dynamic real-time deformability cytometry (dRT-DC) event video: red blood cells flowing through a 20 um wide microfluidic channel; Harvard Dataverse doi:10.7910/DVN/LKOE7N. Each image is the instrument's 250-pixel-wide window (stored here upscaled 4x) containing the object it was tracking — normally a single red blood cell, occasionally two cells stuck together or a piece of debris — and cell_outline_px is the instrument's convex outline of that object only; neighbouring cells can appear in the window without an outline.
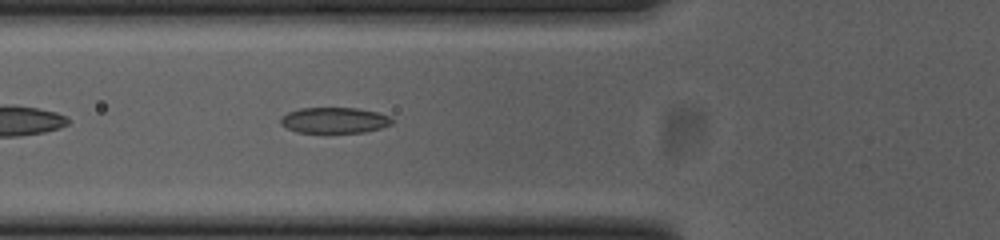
{"species": "common noctule bat (a hibernating species)", "species_latin": "Nyctalus noctula", "temperature_condition": "cold", "stored_images_in_passage": 41, "camera_frame_rate_fps": 3000, "um_per_image_px": 0.085, "animal": {"sex": "female", "body_mass_g": 23.0, "forearm_length_mm": 53.4}, "frame": {"image": 1, "passage_image": 6, "time_ms": 1.667, "image_size_px": [1000, 240], "cell_outline_px": [[392, 124], [380, 128], [364, 132], [296, 132], [280, 124], [280, 120], [288, 112], [300, 108], [356, 108], [376, 112], [392, 116]], "centroid_in_image_um": [28.44, 10.22], "position_along_channel_um": 97.4, "area_um2": 16.59}}
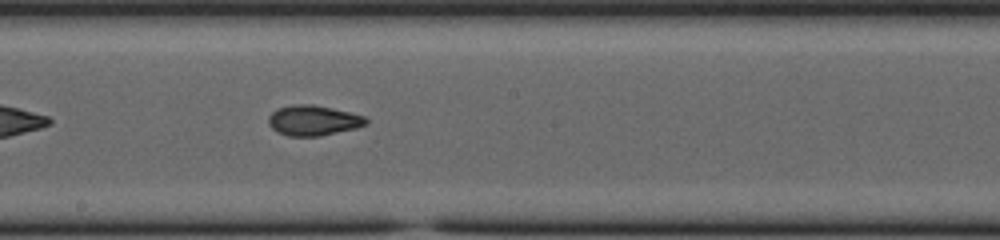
{"frame": {"image": 2, "passage_image": 16, "time_ms": 5.0, "image_size_px": [1000, 240], "cell_outline_px": [[368, 124], [356, 128], [320, 136], [288, 136], [276, 132], [268, 124], [268, 116], [272, 112], [280, 108], [292, 104], [312, 104], [332, 108], [364, 116], [368, 120]], "centroid_in_image_um": [26.61, 10.24], "position_along_channel_um": 221.6, "area_um2": 17.22}}
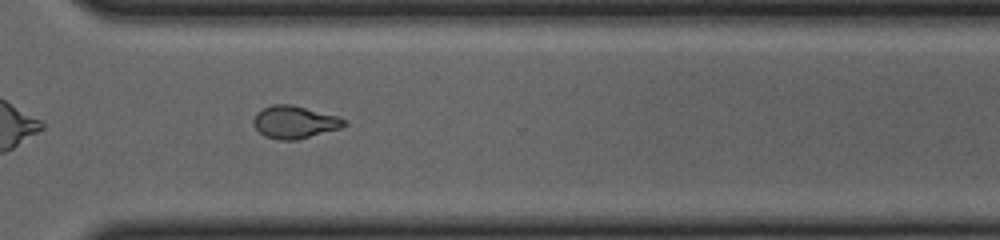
{"frame": {"image": 3, "passage_image": 26, "time_ms": 8.333, "image_size_px": [1000, 240], "cell_outline_px": [[348, 124], [340, 128], [296, 140], [280, 140], [264, 136], [252, 124], [252, 120], [256, 112], [272, 104], [292, 104], [340, 116], [348, 120]], "centroid_in_image_um": [25.06, 10.37], "position_along_channel_um": 345.5, "area_um2": 17.46}, "authors_computed_cell_mechanics": {"area_um2": 17.2822, "velocity_mm_per_s": 3.7214, "shape_relaxation_time_tau1_ms": 7.3069, "shape_relaxation_time_tau2_ms": 2.1508, "deformation_change_tau1": 0.1888, "deformation_change_tau2": 0.0764}}